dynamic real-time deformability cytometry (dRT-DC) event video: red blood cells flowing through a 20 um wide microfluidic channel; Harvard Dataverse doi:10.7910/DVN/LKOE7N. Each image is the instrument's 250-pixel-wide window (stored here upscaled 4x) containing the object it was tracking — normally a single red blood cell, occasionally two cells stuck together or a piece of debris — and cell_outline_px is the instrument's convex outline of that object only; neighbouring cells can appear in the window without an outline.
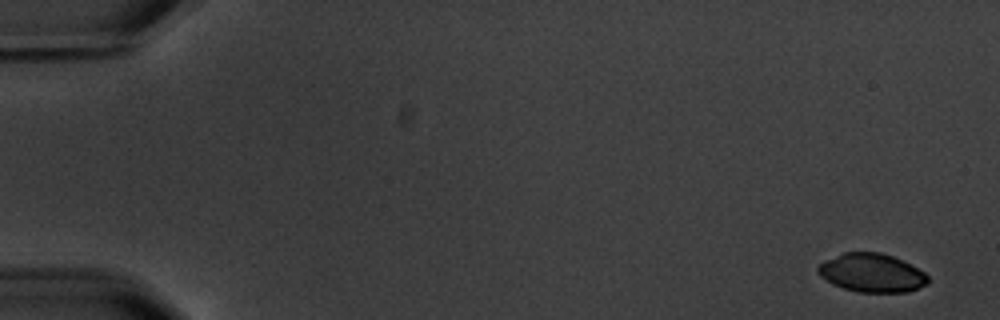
{"species": "common noctule bat (a hibernating species)", "species_latin": "Nyctalus noctula", "temperature_condition": "warm", "stored_images_in_passage": 6, "camera_frame_rate_fps": 3000, "um_per_image_px": 0.085, "animal": {"sex": "male", "body_mass_g": 20.1, "forearm_length_mm": 53.5}, "frame": {"image": 1, "passage_image": 1, "time_ms": 0.0, "image_size_px": [1000, 320], "cell_outline_px": [[928, 284], [908, 292], [860, 292], [844, 288], [832, 284], [820, 276], [816, 272], [816, 268], [824, 260], [844, 252], [880, 252], [892, 256], [924, 272], [928, 276]], "centroid_in_image_um": [74.07, 23.2], "position_along_channel_um": 10.9, "area_um2": 24.62}}
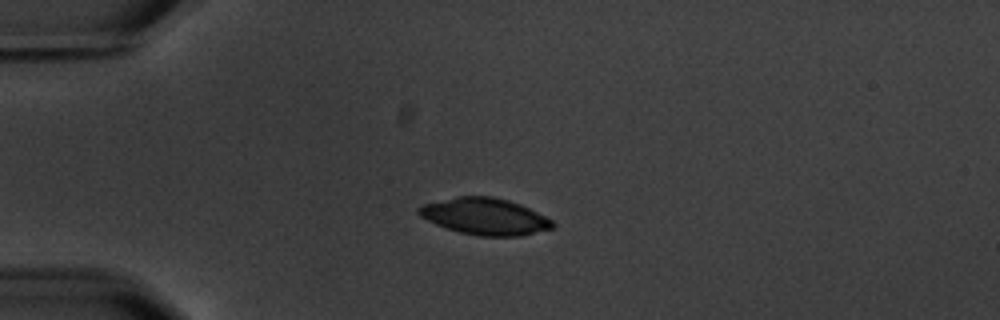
{"frame": {"image": 2, "passage_image": 4, "time_ms": 4.333, "image_size_px": [1000, 320], "cell_outline_px": [[556, 224], [552, 228], [520, 236], [480, 236], [460, 232], [436, 224], [420, 216], [416, 212], [416, 208], [424, 204], [456, 196], [492, 196], [508, 200], [520, 204], [552, 220]], "centroid_in_image_um": [41.2, 18.39], "position_along_channel_um": 43.8, "area_um2": 28.38}}
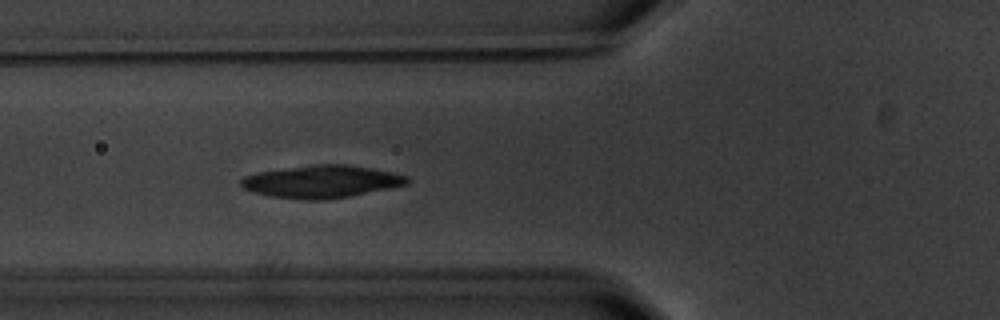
{"frame": {"image": 3, "passage_image": 6, "time_ms": 6.667, "image_size_px": [1000, 320], "cell_outline_px": [[412, 180], [408, 184], [348, 196], [324, 200], [304, 200], [272, 196], [252, 192], [244, 188], [240, 184], [240, 180], [244, 176], [256, 172], [312, 164], [344, 164], [392, 172], [408, 176]], "centroid_in_image_um": [27.3, 15.43], "position_along_channel_um": 98.5, "area_um2": 31.39}}